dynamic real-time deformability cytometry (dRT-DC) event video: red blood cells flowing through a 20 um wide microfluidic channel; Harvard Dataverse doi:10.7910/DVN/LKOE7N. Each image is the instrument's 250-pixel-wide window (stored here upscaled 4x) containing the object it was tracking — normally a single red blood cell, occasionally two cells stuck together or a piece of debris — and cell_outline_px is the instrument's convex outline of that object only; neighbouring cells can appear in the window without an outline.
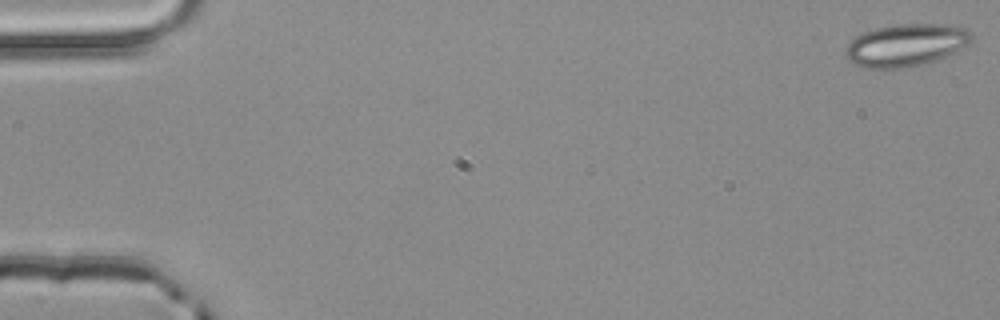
{"species": "common noctule bat (a hibernating species)", "species_latin": "Nyctalus noctula", "temperature_condition": "room temperature", "stored_images_in_passage": 4, "camera_frame_rate_fps": 3000, "um_per_image_px": 0.085, "animal": {"sex": "male", "body_mass_g": 20.4}, "frame": {"image": 1, "passage_image": 1, "time_ms": 0.0, "image_size_px": [1000, 320], "cell_outline_px": [[972, 40], [968, 44], [936, 60], [924, 64], [900, 68], [864, 68], [848, 60], [844, 56], [844, 52], [848, 44], [856, 36], [864, 32], [876, 28], [896, 24], [948, 24], [964, 28], [972, 32]], "centroid_in_image_um": [76.98, 3.83], "position_along_channel_um": 8.0, "area_um2": 31.04}}